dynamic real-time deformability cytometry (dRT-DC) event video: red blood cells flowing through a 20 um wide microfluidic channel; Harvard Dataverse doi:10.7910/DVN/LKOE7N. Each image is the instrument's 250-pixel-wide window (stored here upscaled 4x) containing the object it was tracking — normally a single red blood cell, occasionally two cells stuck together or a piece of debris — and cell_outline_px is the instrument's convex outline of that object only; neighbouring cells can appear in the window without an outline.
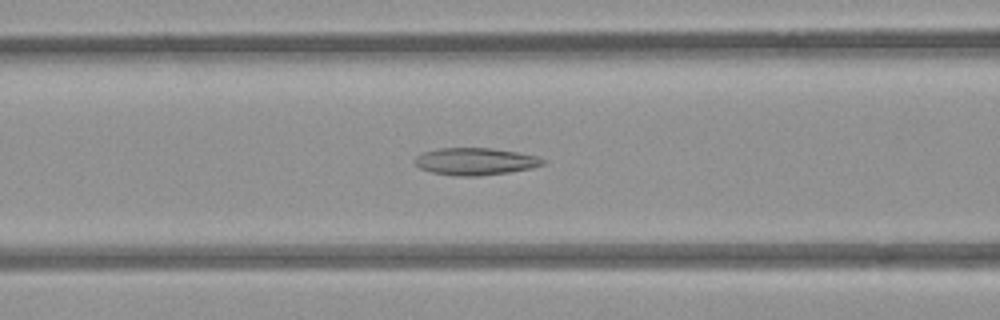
{"species": "common noctule bat (a hibernating species)", "species_latin": "Nyctalus noctula", "temperature_condition": "room temperature", "stored_images_in_passage": 50, "camera_frame_rate_fps": 3000, "um_per_image_px": 0.085, "animal": {"sex": "female", "body_mass_g": 21.9}, "frame": {"image": 1, "passage_image": 19, "time_ms": 6.0, "image_size_px": [1000, 320], "cell_outline_px": [[544, 164], [532, 168], [508, 172], [480, 176], [456, 176], [432, 172], [420, 168], [412, 160], [416, 156], [424, 152], [440, 148], [492, 148], [520, 152], [536, 156], [544, 160]], "centroid_in_image_um": [40.39, 13.72], "position_along_channel_um": 126.2, "area_um2": 20.29}}
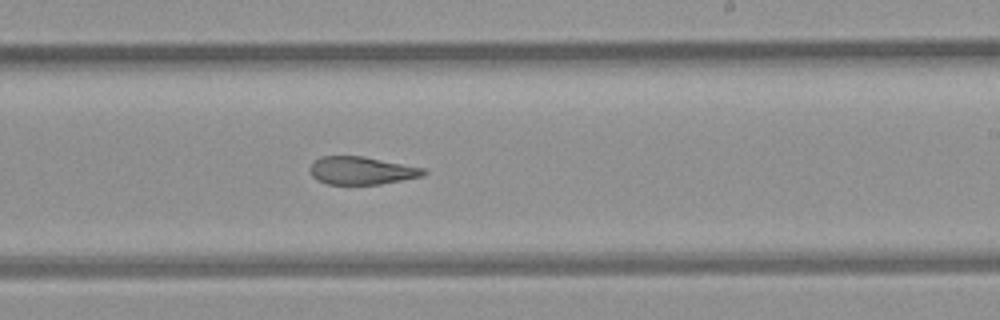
{"frame": {"image": 2, "passage_image": 29, "time_ms": 9.333, "image_size_px": [1000, 320], "cell_outline_px": [[428, 172], [424, 176], [380, 184], [328, 184], [316, 180], [312, 176], [308, 168], [320, 156], [364, 156], [424, 168]], "centroid_in_image_um": [30.73, 14.5], "position_along_channel_um": 258.3, "area_um2": 18.5}}
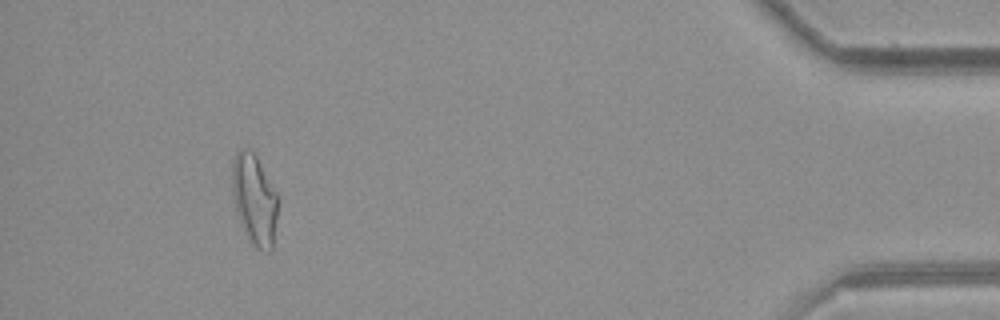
{"frame": {"image": 3, "passage_image": 46, "time_ms": 15.0, "image_size_px": [1000, 320], "cell_outline_px": [[276, 216], [272, 248], [268, 252], [256, 248], [248, 240], [240, 224], [236, 212], [232, 192], [232, 160], [236, 152], [240, 148], [248, 148], [256, 156], [276, 192]], "centroid_in_image_um": [21.58, 16.95], "position_along_channel_um": 413.6, "area_um2": 23.93}, "authors_computed_cell_mechanics": {"area_um2": 21.7906, "velocity_mm_per_s": 3.9635, "shape_relaxation_time_tau1_ms": null, "shape_relaxation_time_tau2_ms": 2.9664, "deformation_change_tau1": null, "deformation_change_tau2": 0.1186}}